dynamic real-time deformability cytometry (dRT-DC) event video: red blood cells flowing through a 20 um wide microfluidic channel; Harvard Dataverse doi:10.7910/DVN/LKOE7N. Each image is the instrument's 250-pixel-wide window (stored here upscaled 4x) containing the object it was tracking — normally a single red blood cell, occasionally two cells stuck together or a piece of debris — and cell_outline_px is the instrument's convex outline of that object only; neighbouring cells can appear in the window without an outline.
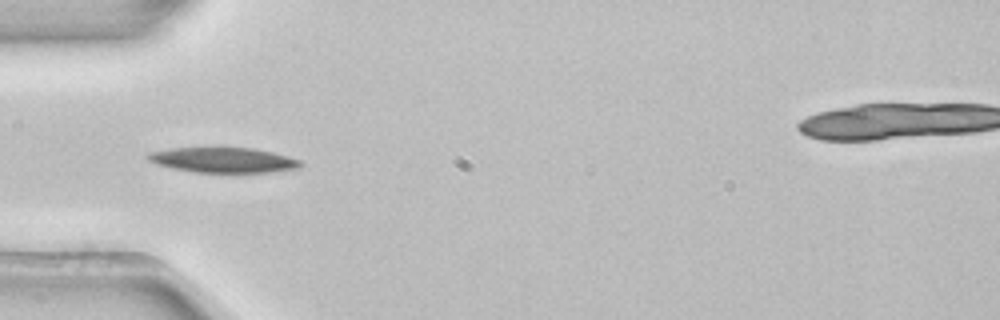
{"species": "common noctule bat (a hibernating species)", "species_latin": "Nyctalus noctula", "temperature_condition": "room temperature", "stored_images_in_passage": 4, "camera_frame_rate_fps": 3000, "um_per_image_px": 0.085, "animal": {"sex": "female", "body_mass_g": 22.7, "forearm_length_mm": 54.2}, "frame": {"image": 1, "passage_image": 3, "time_ms": 0.667, "image_size_px": [1000, 320], "cell_outline_px": [[304, 164], [300, 168], [268, 172], [196, 172], [172, 168], [156, 164], [148, 160], [144, 156], [148, 152], [172, 148], [216, 144], [252, 148], [272, 152], [288, 156], [300, 160]], "centroid_in_image_um": [18.92, 13.54], "position_along_channel_um": 66.1, "area_um2": 23.47}}